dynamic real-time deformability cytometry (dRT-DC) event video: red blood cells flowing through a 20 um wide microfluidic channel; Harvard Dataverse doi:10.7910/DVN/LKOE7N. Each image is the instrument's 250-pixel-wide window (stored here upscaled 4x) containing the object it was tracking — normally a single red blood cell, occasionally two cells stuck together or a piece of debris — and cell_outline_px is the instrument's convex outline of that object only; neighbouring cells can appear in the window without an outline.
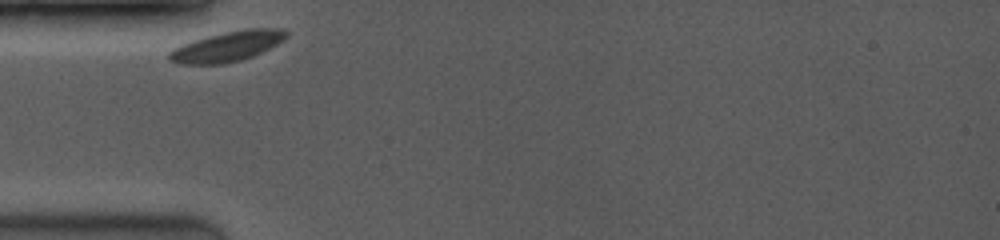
{"species": "common noctule bat (a hibernating species)", "species_latin": "Nyctalus noctula", "temperature_condition": "room temperature", "stored_images_in_passage": 61, "camera_frame_rate_fps": 3500, "um_per_image_px": 0.085, "animal": {"sex": "female", "body_mass_g": 19.0, "forearm_length_mm": 53.3}, "frame": {"image": 1, "passage_image": 1, "time_ms": 0.0, "image_size_px": [1000, 240], "cell_outline_px": [[288, 36], [284, 40], [252, 56], [240, 60], [224, 64], [180, 64], [168, 60], [168, 52], [184, 44], [208, 36], [224, 32], [248, 28], [284, 28], [288, 32]], "centroid_in_image_um": [19.35, 3.94], "position_along_channel_um": 65.7, "area_um2": 20.35}}
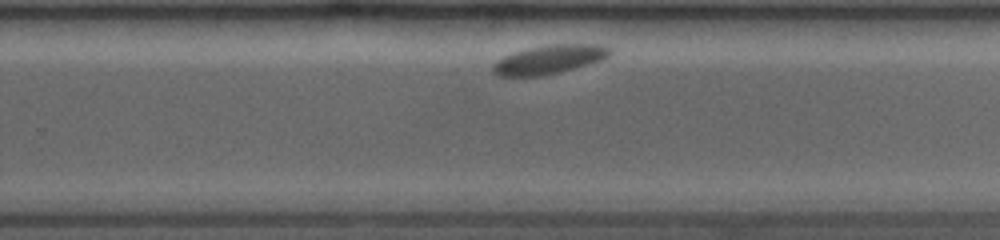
{"frame": {"image": 2, "passage_image": 40, "time_ms": 6.286, "image_size_px": [1000, 240], "cell_outline_px": [[612, 52], [608, 56], [600, 60], [588, 64], [544, 76], [500, 76], [492, 72], [492, 64], [504, 56], [512, 52], [528, 48], [548, 44], [604, 44], [612, 48]], "centroid_in_image_um": [46.69, 5.04], "position_along_channel_um": 283.1, "area_um2": 19.77}}
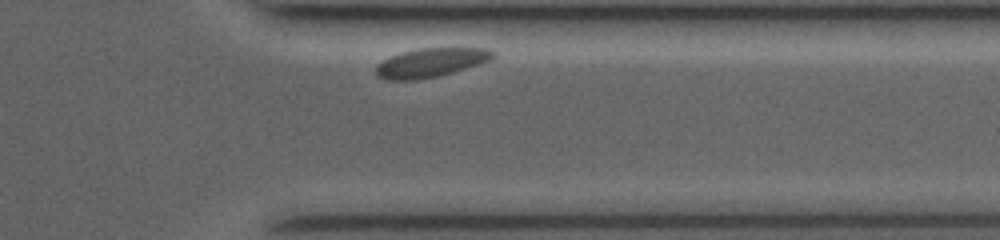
{"frame": {"image": 3, "passage_image": 56, "time_ms": 8.857, "image_size_px": [1000, 240], "cell_outline_px": [[496, 56], [480, 64], [452, 72], [436, 76], [416, 80], [384, 80], [376, 76], [376, 64], [392, 56], [404, 52], [420, 48], [488, 48], [496, 52]], "centroid_in_image_um": [36.62, 5.32], "position_along_channel_um": 374.8, "area_um2": 19.65}}